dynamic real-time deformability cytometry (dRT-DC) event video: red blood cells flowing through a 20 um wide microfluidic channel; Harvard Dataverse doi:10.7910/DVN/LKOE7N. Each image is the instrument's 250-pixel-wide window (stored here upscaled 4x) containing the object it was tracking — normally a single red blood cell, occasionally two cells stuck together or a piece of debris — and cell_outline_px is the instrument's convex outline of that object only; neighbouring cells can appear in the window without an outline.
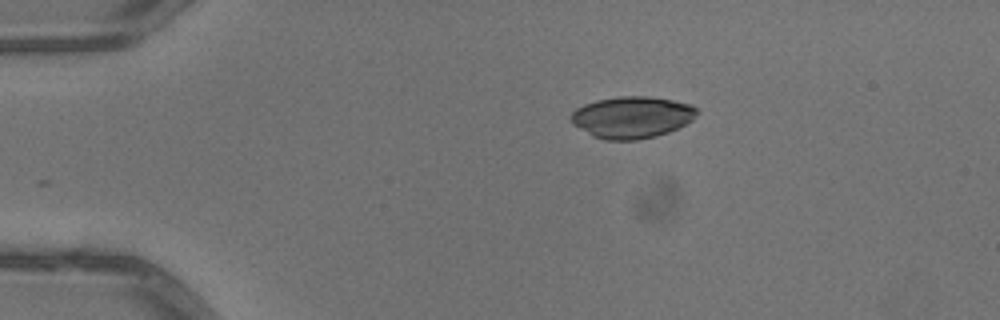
{"species": "common noctule bat (a hibernating species)", "species_latin": "Nyctalus noctula", "temperature_condition": "warm", "stored_images_in_passage": 2, "camera_frame_rate_fps": 3000, "um_per_image_px": 0.085, "animal": {"sex": "male", "body_mass_g": 13.3}, "frame": {"image": 1, "passage_image": 2, "time_ms": 0.333, "image_size_px": [1000, 320], "cell_outline_px": [[696, 116], [692, 120], [668, 132], [656, 136], [636, 140], [604, 140], [592, 136], [572, 124], [572, 112], [576, 108], [584, 104], [596, 100], [620, 96], [648, 96], [672, 100], [692, 104], [696, 108]], "centroid_in_image_um": [53.7, 9.96], "position_along_channel_um": 31.3, "area_um2": 30.58}}